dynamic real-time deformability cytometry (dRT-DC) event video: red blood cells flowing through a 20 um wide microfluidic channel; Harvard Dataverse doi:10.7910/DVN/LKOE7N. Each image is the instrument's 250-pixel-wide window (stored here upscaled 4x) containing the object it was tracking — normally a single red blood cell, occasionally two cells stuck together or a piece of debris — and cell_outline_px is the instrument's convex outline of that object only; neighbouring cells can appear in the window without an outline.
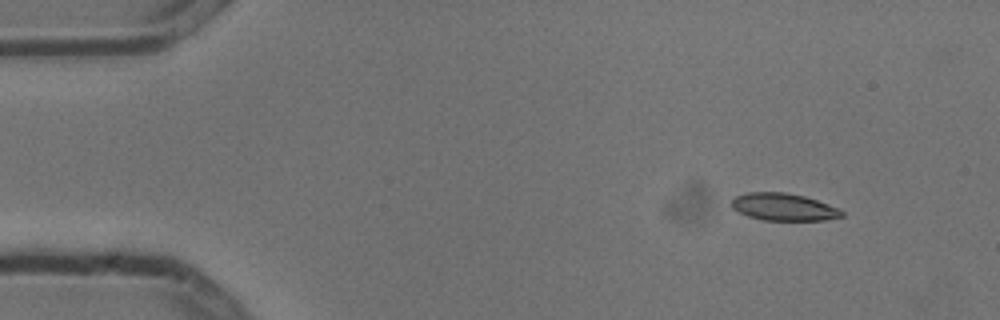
{"species": "common noctule bat (a hibernating species)", "species_latin": "Nyctalus noctula", "temperature_condition": "cold", "stored_images_in_passage": 4, "camera_frame_rate_fps": 3000, "um_per_image_px": 0.085, "animal": {"sex": "male", "body_mass_g": 13.3}, "frame": {"image": 1, "passage_image": 1, "time_ms": 0.0, "image_size_px": [1000, 320], "cell_outline_px": [[844, 216], [824, 220], [760, 220], [748, 216], [732, 208], [732, 200], [736, 196], [744, 192], [784, 192], [804, 196], [840, 208], [844, 212]], "centroid_in_image_um": [66.61, 17.59], "position_along_channel_um": 18.4, "area_um2": 17.57}}
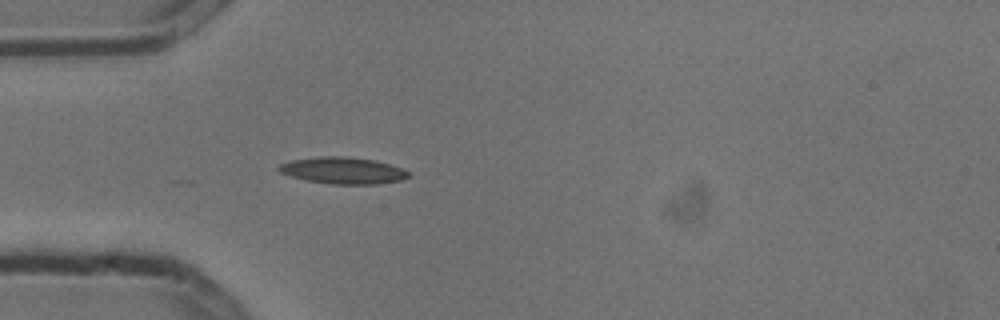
{"frame": {"image": 2, "passage_image": 4, "time_ms": 1.0, "image_size_px": [1000, 320], "cell_outline_px": [[412, 176], [400, 180], [380, 184], [332, 184], [304, 180], [280, 172], [276, 168], [280, 164], [292, 160], [320, 156], [344, 156], [376, 160], [400, 168], [408, 172]], "centroid_in_image_um": [29.14, 14.49], "position_along_channel_um": 55.9, "area_um2": 20.11}}